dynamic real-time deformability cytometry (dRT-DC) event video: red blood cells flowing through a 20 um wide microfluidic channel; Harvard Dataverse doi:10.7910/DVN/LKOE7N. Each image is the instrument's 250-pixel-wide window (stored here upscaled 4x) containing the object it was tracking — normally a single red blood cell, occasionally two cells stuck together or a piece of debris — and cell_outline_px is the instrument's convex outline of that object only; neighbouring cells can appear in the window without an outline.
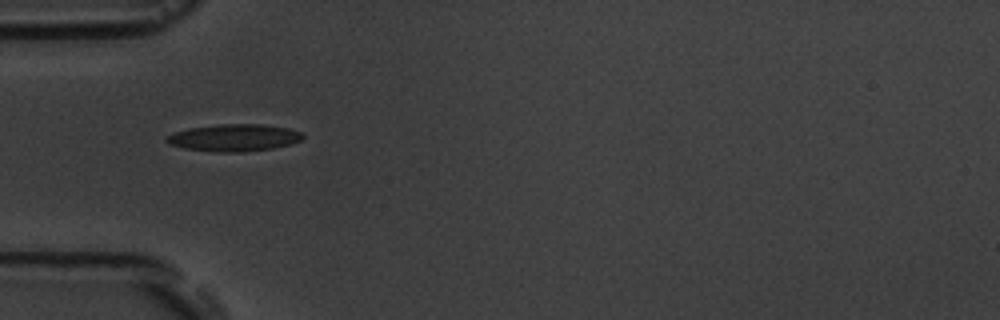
{"species": "common noctule bat (a hibernating species)", "species_latin": "Nyctalus noctula", "temperature_condition": "room temperature", "stored_images_in_passage": 3, "camera_frame_rate_fps": 3000, "um_per_image_px": 0.085, "animal": {"sex": "male", "body_mass_g": 19.5, "forearm_length_mm": 54.6}, "frame": {"image": 1, "passage_image": 1, "time_ms": 0.0, "image_size_px": [1000, 320], "cell_outline_px": [[304, 136], [300, 140], [292, 144], [272, 148], [244, 152], [220, 152], [184, 148], [168, 144], [164, 140], [172, 132], [192, 128], [220, 124], [260, 124], [288, 128], [304, 132]], "centroid_in_image_um": [19.91, 11.7], "position_along_channel_um": 65.1, "area_um2": 21.5}}
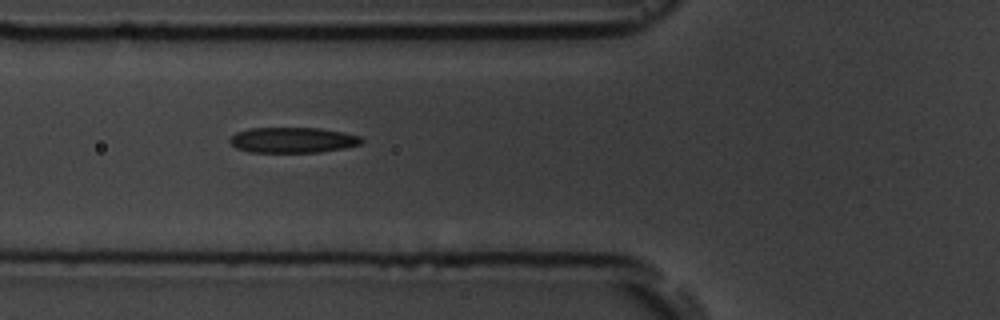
{"frame": {"image": 2, "passage_image": 2, "time_ms": 1.0, "image_size_px": [1000, 320], "cell_outline_px": [[364, 140], [360, 144], [344, 148], [320, 152], [248, 152], [236, 148], [228, 140], [236, 132], [248, 128], [320, 128], [344, 132], [360, 136]], "centroid_in_image_um": [24.88, 11.9], "position_along_channel_um": 100.9, "area_um2": 19.65}}
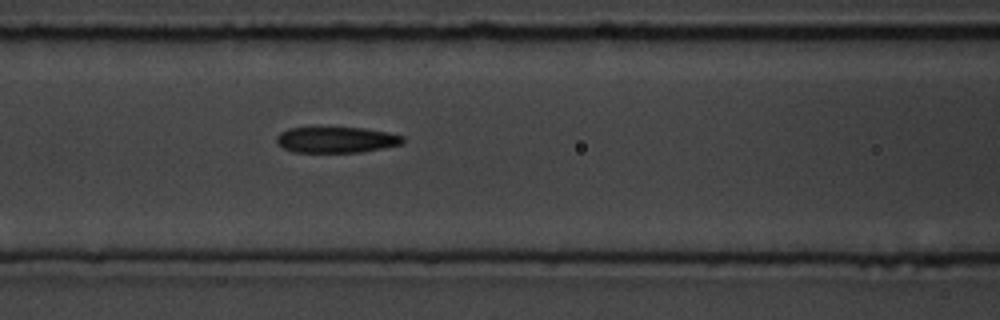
{"frame": {"image": 3, "passage_image": 3, "time_ms": 2.0, "image_size_px": [1000, 320], "cell_outline_px": [[404, 140], [400, 144], [360, 152], [292, 152], [284, 148], [276, 140], [276, 136], [280, 132], [288, 128], [364, 128], [388, 132], [404, 136]], "centroid_in_image_um": [28.57, 11.88], "position_along_channel_um": 138.0, "area_um2": 18.84}}